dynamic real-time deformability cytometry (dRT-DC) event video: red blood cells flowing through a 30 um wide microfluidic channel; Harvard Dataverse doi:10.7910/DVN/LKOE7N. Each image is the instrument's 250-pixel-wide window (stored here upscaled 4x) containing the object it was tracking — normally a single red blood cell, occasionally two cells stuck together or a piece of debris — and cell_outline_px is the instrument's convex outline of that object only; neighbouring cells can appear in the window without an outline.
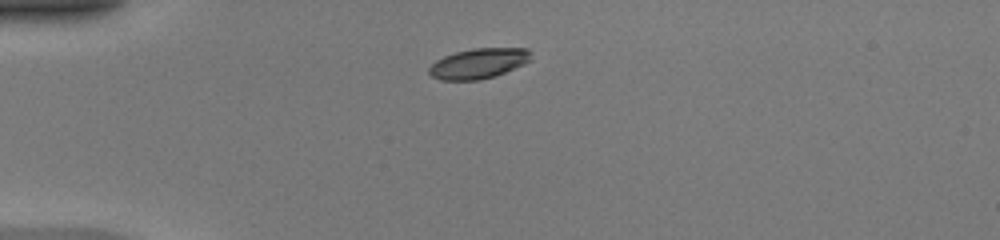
{"species": "common noctule bat (a hibernating species)", "species_latin": "Nyctalus noctula", "temperature_condition": "warm", "stored_images_in_passage": 37, "camera_frame_rate_fps": 3000, "um_per_image_px": 0.085, "animal": {"sex": "female", "body_mass_g": 20.0, "forearm_length_mm": 54.0}, "frame": {"image": 1, "passage_image": 1, "time_ms": 0.0, "image_size_px": [1000, 240], "cell_outline_px": [[532, 60], [524, 64], [496, 76], [480, 80], [440, 80], [432, 76], [428, 72], [428, 68], [436, 60], [444, 56], [456, 52], [472, 48], [528, 48], [532, 52]], "centroid_in_image_um": [40.71, 5.39], "position_along_channel_um": 44.3, "area_um2": 18.15}}
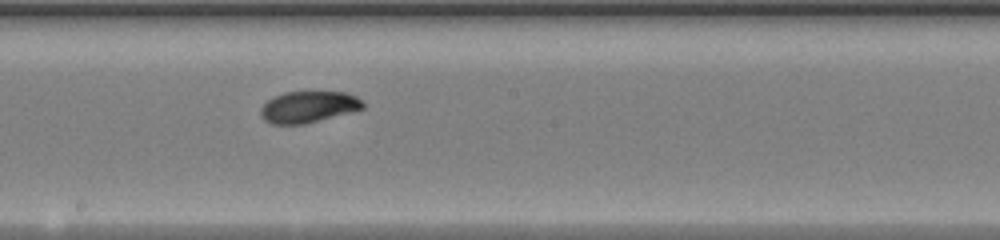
{"frame": {"image": 2, "passage_image": 16, "time_ms": 5.0, "image_size_px": [1000, 240], "cell_outline_px": [[364, 108], [352, 112], [304, 124], [272, 124], [264, 120], [260, 116], [260, 108], [272, 96], [284, 92], [344, 92], [356, 96], [364, 104]], "centroid_in_image_um": [26.18, 9.09], "position_along_channel_um": 222.0, "area_um2": 18.79}}
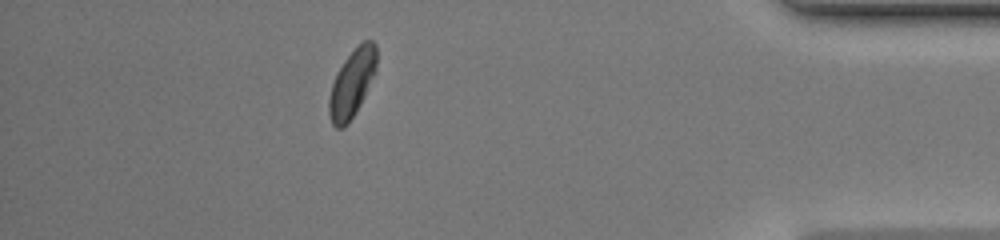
{"frame": {"image": 3, "passage_image": 32, "time_ms": 10.333, "image_size_px": [1000, 240], "cell_outline_px": [[376, 72], [360, 104], [348, 124], [344, 128], [336, 128], [332, 124], [328, 112], [328, 100], [332, 84], [336, 72], [344, 60], [364, 40], [372, 40], [376, 44]], "centroid_in_image_um": [29.91, 7.1], "position_along_channel_um": 405.3, "area_um2": 18.67}, "authors_computed_cell_mechanics": {"area_um2": 18.785, "velocity_mm_per_s": 4.1963, "shape_relaxation_time_tau1_ms": 2.7641, "shape_relaxation_time_tau2_ms": 1.3887, "deformation_change_tau1": 0.1164, "deformation_change_tau2": 0.044}}